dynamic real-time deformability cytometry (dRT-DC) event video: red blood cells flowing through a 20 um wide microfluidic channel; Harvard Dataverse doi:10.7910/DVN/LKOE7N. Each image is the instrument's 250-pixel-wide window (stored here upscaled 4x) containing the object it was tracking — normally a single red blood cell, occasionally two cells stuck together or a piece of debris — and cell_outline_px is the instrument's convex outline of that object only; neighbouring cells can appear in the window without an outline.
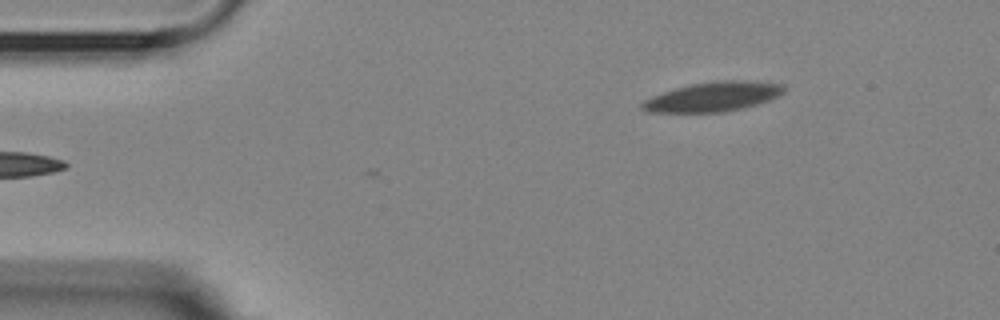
{"species": "Egyptian fruit bat (a non-hibernating species)", "species_latin": "Rousettus aegyptiacus", "temperature_condition": "room temperature", "stored_images_in_passage": 7, "camera_frame_rate_fps": 3000, "um_per_image_px": 0.085, "animal": {"sex": "female"}, "frame": {"image": 1, "passage_image": 1, "time_ms": 0.0, "image_size_px": [1000, 320], "cell_outline_px": [[784, 92], [780, 96], [756, 104], [724, 112], [644, 112], [640, 108], [640, 104], [644, 100], [652, 96], [676, 88], [692, 84], [716, 80], [740, 80], [784, 84]], "centroid_in_image_um": [60.59, 8.22], "position_along_channel_um": 24.4, "area_um2": 24.28}}